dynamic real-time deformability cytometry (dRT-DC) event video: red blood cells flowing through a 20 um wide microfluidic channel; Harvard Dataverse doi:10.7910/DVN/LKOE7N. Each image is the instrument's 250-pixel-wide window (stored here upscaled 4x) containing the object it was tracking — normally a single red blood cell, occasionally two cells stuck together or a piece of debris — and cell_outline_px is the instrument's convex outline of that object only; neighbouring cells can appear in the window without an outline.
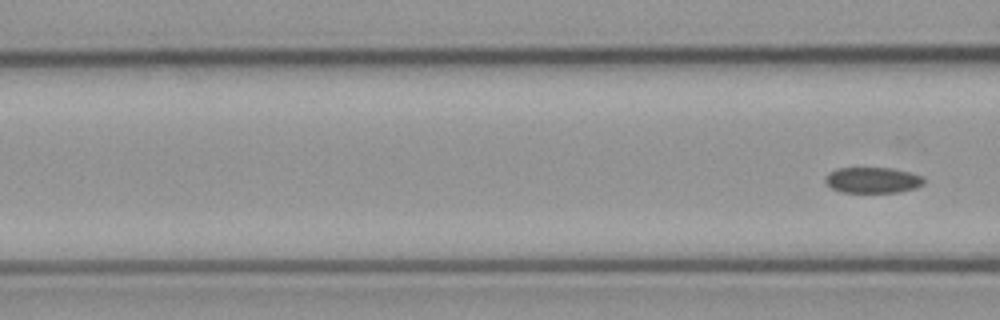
{"species": "common noctule bat (a hibernating species)", "species_latin": "Nyctalus noctula", "temperature_condition": "cold", "stored_images_in_passage": 6, "camera_frame_rate_fps": 3000, "um_per_image_px": 0.085, "animal": {"sex": "male", "body_mass_g": 23.1, "forearm_length_mm": 52.7}, "frame": {"image": 1, "passage_image": 6, "time_ms": 10.667, "image_size_px": [1000, 320], "cell_outline_px": [[924, 184], [916, 188], [900, 192], [840, 192], [824, 184], [824, 176], [828, 172], [836, 168], [892, 168], [924, 176]], "centroid_in_image_um": [74.14, 15.31], "position_along_channel_um": 92.5, "area_um2": 15.09}}